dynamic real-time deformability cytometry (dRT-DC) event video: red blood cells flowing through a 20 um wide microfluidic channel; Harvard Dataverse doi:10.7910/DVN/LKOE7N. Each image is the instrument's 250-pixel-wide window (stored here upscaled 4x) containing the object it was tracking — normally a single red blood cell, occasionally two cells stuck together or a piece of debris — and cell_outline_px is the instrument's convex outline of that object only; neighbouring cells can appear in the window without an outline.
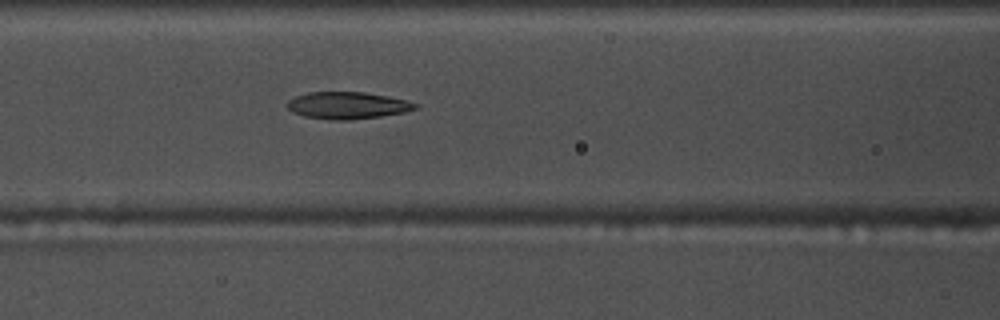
{"species": "common noctule bat (a hibernating species)", "species_latin": "Nyctalus noctula", "temperature_condition": "warm", "stored_images_in_passage": 36, "camera_frame_rate_fps": 3000, "um_per_image_px": 0.085, "animal": {"sex": "male", "body_mass_g": 17.5, "forearm_length_mm": 52.3}, "frame": {"image": 1, "passage_image": 11, "time_ms": 3.333, "image_size_px": [1000, 320], "cell_outline_px": [[420, 108], [404, 112], [380, 116], [348, 120], [328, 120], [304, 116], [292, 112], [288, 108], [288, 100], [296, 96], [308, 92], [364, 92], [388, 96], [408, 100], [420, 104]], "centroid_in_image_um": [29.58, 8.96], "position_along_channel_um": 137.0, "area_um2": 20.29}, "authors_computed_cell_mechanics": {"area_um2": 20.7213, "velocity_mm_per_s": 3.7238, "shape_relaxation_time_tau1_ms": null, "shape_relaxation_time_tau2_ms": 2.3583, "deformation_change_tau1": null, "deformation_change_tau2": 0.1037}}